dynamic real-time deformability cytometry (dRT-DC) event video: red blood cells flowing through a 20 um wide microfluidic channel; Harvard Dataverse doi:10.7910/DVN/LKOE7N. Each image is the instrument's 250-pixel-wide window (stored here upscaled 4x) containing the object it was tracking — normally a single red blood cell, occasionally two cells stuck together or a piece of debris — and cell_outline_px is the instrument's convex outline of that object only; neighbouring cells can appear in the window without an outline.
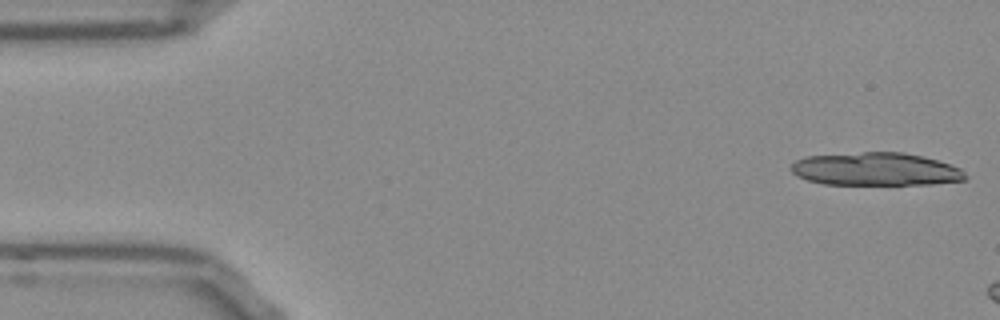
{"species": "Egyptian fruit bat (a non-hibernating species)", "species_latin": "Rousettus aegyptiacus", "temperature_condition": "room temperature", "stored_images_in_passage": 10, "camera_frame_rate_fps": 3000, "um_per_image_px": 0.085, "frame": {"image": 1, "passage_image": 1, "time_ms": 0.0, "image_size_px": [1000, 320], "cell_outline_px": [[968, 176], [964, 180], [932, 184], [824, 184], [808, 180], [796, 176], [788, 168], [796, 160], [808, 156], [864, 152], [904, 152], [924, 156], [960, 168]], "centroid_in_image_um": [74.42, 14.38], "position_along_channel_um": 10.6, "area_um2": 33.47}}